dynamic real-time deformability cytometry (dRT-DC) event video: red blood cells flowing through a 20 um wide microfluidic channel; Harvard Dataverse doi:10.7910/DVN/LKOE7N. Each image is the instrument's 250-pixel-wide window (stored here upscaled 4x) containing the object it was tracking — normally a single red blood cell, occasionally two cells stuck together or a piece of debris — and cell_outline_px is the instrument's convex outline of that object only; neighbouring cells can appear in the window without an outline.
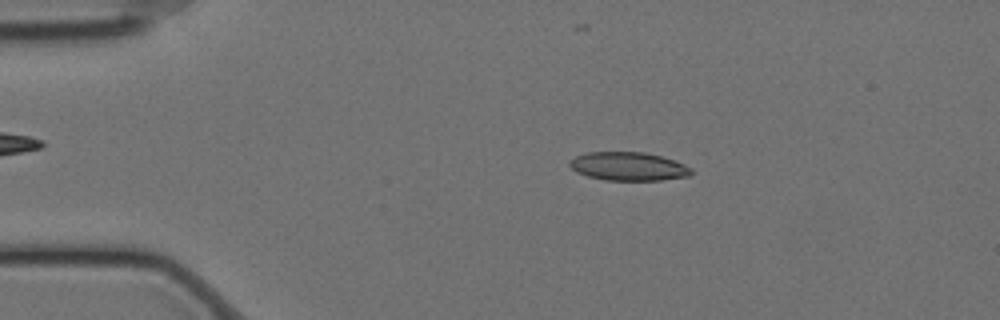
{"species": "Egyptian fruit bat (a non-hibernating species)", "species_latin": "Rousettus aegyptiacus", "temperature_condition": "cold", "stored_images_in_passage": 58, "camera_frame_rate_fps": 3000, "um_per_image_px": 0.085, "animal": {"sex": "female"}, "frame": {"image": 1, "passage_image": 10, "time_ms": 3.0, "image_size_px": [1000, 320], "cell_outline_px": [[692, 172], [688, 176], [660, 180], [604, 180], [588, 176], [576, 172], [568, 164], [568, 160], [576, 156], [588, 152], [644, 152], [660, 156], [684, 164], [692, 168]], "centroid_in_image_um": [53.38, 14.14], "position_along_channel_um": 31.6, "area_um2": 20.11}}
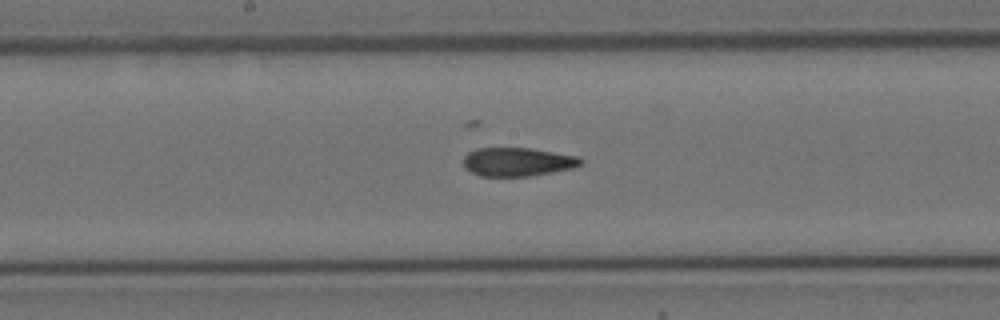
{"frame": {"image": 2, "passage_image": 29, "time_ms": 9.333, "image_size_px": [1000, 320], "cell_outline_px": [[584, 160], [580, 164], [572, 168], [532, 176], [480, 176], [464, 168], [464, 156], [468, 152], [476, 148], [532, 148], [580, 156]], "centroid_in_image_um": [44.0, 13.75], "position_along_channel_um": 204.2, "area_um2": 19.71}}
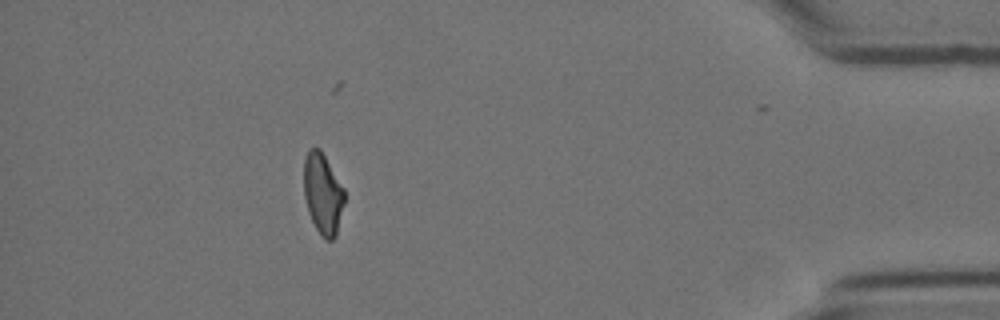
{"frame": {"image": 3, "passage_image": 51, "time_ms": 16.667, "image_size_px": [1000, 320], "cell_outline_px": [[344, 204], [336, 236], [332, 240], [324, 240], [320, 236], [308, 212], [304, 196], [304, 160], [308, 148], [320, 148], [344, 188]], "centroid_in_image_um": [27.44, 16.48], "position_along_channel_um": 407.8, "area_um2": 19.25}, "authors_computed_cell_mechanics": {"area_um2": 20.3167, "velocity_mm_per_s": 3.4801, "shape_relaxation_time_tau1_ms": null, "shape_relaxation_time_tau2_ms": 2.5262, "deformation_change_tau1": null, "deformation_change_tau2": 0.0944}}